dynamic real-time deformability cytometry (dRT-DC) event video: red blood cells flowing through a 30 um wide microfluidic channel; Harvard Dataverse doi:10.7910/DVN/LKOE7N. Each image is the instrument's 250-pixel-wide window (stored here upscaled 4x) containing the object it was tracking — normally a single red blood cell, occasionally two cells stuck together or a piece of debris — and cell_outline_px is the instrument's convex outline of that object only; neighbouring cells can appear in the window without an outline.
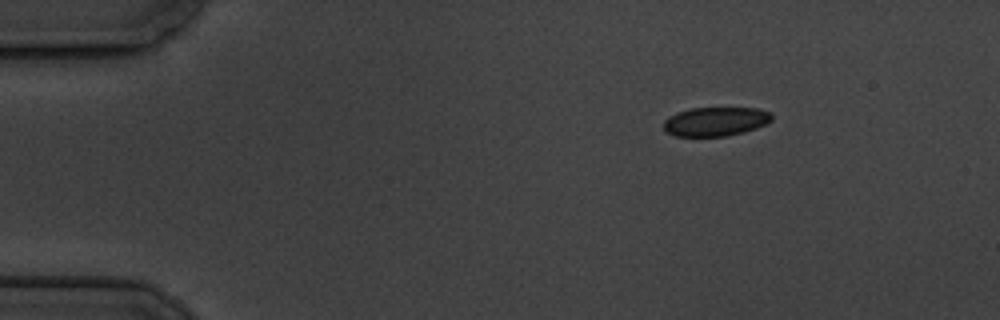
{"species": "common noctule bat (a hibernating species)", "species_latin": "Nyctalus noctula", "temperature_condition": "cold", "stored_images_in_passage": 7, "camera_frame_rate_fps": 3000, "um_per_image_px": 0.085, "animal": {"sex": "male", "body_mass_g": 19.5, "forearm_length_mm": 54.6}, "frame": {"image": 1, "passage_image": 1, "time_ms": 0.0, "image_size_px": [1000, 320], "cell_outline_px": [[772, 120], [756, 128], [744, 132], [724, 136], [676, 136], [664, 132], [664, 120], [668, 116], [676, 112], [688, 108], [756, 108], [772, 112]], "centroid_in_image_um": [60.79, 10.32], "position_along_channel_um": 24.2, "area_um2": 18.44}}
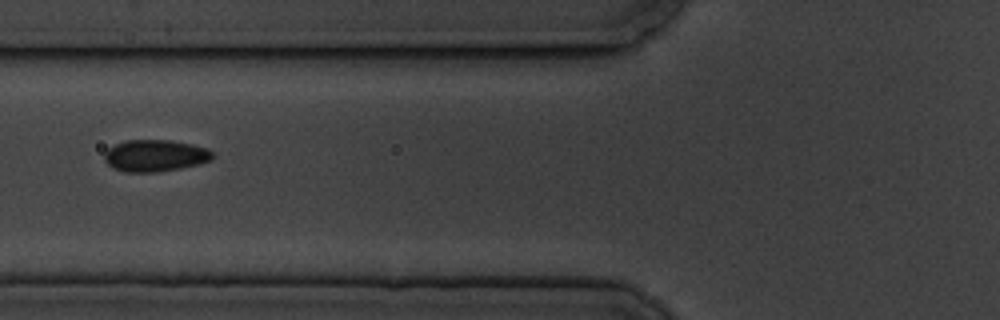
{"frame": {"image": 2, "passage_image": 5, "time_ms": 4.667, "image_size_px": [1000, 320], "cell_outline_px": [[212, 160], [200, 164], [180, 168], [156, 172], [124, 172], [112, 168], [104, 160], [104, 152], [108, 148], [124, 140], [172, 140], [192, 144], [208, 148], [212, 152]], "centroid_in_image_um": [13.17, 13.23], "position_along_channel_um": 112.6, "area_um2": 20.23}}
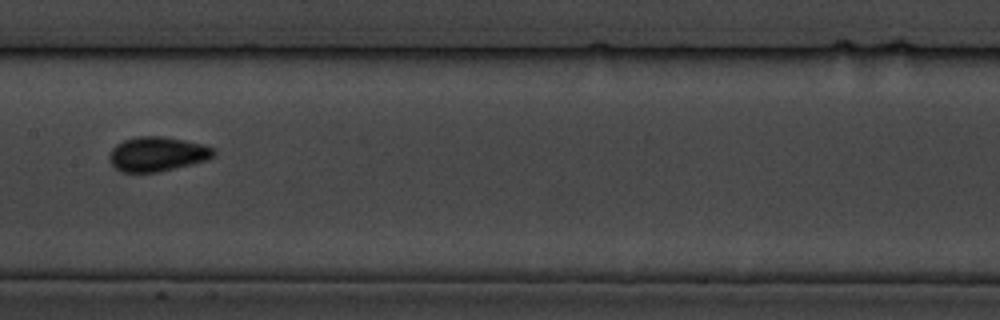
{"frame": {"image": 3, "passage_image": 7, "time_ms": 7.0, "image_size_px": [1000, 320], "cell_outline_px": [[216, 152], [208, 160], [192, 164], [156, 172], [120, 172], [108, 160], [108, 156], [112, 148], [116, 144], [124, 140], [136, 136], [164, 136], [204, 144], [216, 148]], "centroid_in_image_um": [13.37, 13.08], "position_along_channel_um": 194.0, "area_um2": 21.15}}